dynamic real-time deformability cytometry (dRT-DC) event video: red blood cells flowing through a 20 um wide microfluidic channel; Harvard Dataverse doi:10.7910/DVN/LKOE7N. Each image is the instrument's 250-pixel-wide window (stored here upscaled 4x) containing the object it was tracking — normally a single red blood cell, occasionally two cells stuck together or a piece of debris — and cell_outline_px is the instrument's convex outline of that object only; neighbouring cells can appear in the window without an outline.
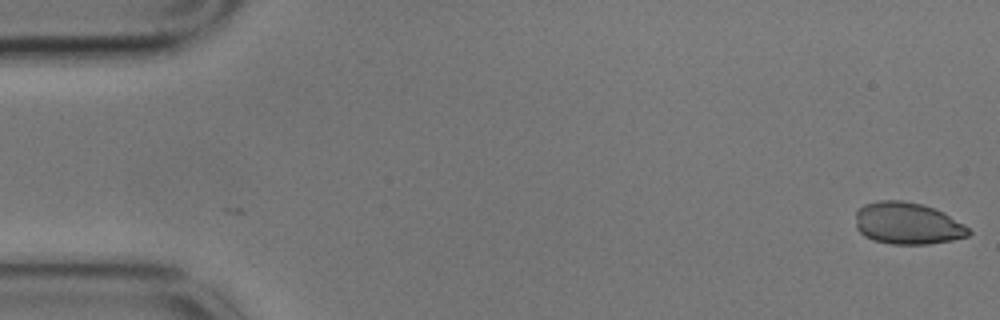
{"species": "common noctule bat (a hibernating species)", "species_latin": "Nyctalus noctula", "temperature_condition": "cold", "stored_images_in_passage": 6, "camera_frame_rate_fps": 3000, "um_per_image_px": 0.085, "animal": {"sex": "male", "body_mass_g": 17.9}, "frame": {"image": 1, "passage_image": 6, "time_ms": 1.667, "image_size_px": [1000, 320], "cell_outline_px": [[972, 232], [968, 236], [952, 240], [928, 244], [892, 244], [872, 240], [864, 236], [856, 228], [856, 212], [864, 204], [880, 200], [900, 200], [920, 204], [944, 212], [964, 224]], "centroid_in_image_um": [77.13, 18.99], "position_along_channel_um": 7.9, "area_um2": 27.63}}